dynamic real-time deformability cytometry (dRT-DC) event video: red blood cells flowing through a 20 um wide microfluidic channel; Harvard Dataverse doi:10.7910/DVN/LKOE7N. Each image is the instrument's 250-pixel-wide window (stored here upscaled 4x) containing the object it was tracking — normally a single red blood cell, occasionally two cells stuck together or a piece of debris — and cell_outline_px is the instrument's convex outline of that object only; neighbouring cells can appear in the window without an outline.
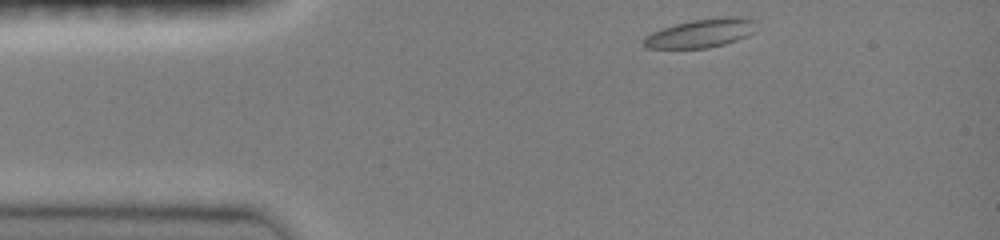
{"species": "common noctule bat (a hibernating species)", "species_latin": "Nyctalus noctula", "temperature_condition": "room temperature", "stored_images_in_passage": 50, "camera_frame_rate_fps": 3000, "um_per_image_px": 0.085, "animal": {"sex": "female", "body_mass_g": 19.0, "forearm_length_mm": 51.5}, "frame": {"image": 1, "passage_image": 1, "time_ms": 0.0, "image_size_px": [1000, 240], "cell_outline_px": [[756, 32], [748, 36], [724, 44], [708, 48], [644, 48], [644, 36], [652, 32], [676, 24], [692, 20], [724, 16], [748, 16], [756, 20]], "centroid_in_image_um": [59.66, 2.8], "position_along_channel_um": 25.3, "area_um2": 19.07}}
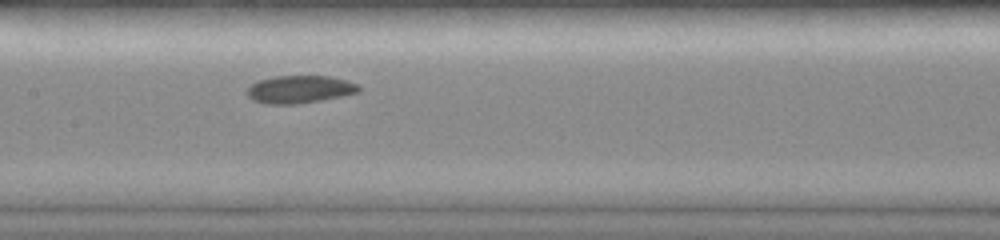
{"frame": {"image": 2, "passage_image": 24, "time_ms": 5.333, "image_size_px": [1000, 240], "cell_outline_px": [[360, 88], [356, 92], [344, 96], [296, 104], [268, 104], [252, 100], [248, 96], [248, 88], [252, 84], [260, 80], [272, 76], [332, 76], [348, 80], [356, 84]], "centroid_in_image_um": [25.47, 7.59], "position_along_channel_um": 181.9, "area_um2": 17.92}}
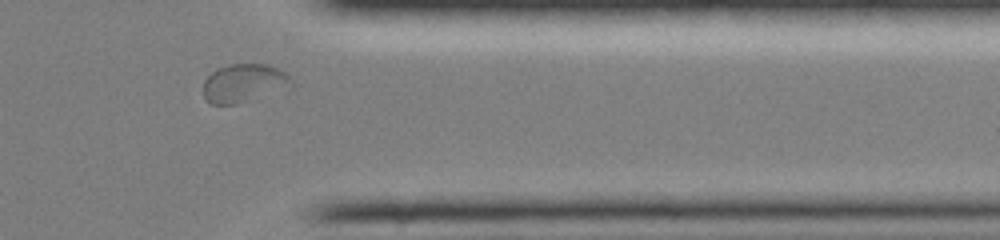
{"frame": {"image": 3, "passage_image": 45, "time_ms": 10.667, "image_size_px": [1000, 240], "cell_outline_px": [[292, 88], [236, 104], [212, 104], [204, 100], [204, 80], [216, 68], [228, 64], [268, 64], [284, 72], [292, 80]], "centroid_in_image_um": [20.74, 7.07], "position_along_channel_um": 390.7, "area_um2": 19.88}, "authors_computed_cell_mechanics": {"area_um2": 18.1492, "velocity_mm_per_s": 3.909, "shape_relaxation_time_tau1_ms": 7.7919, "shape_relaxation_time_tau2_ms": 2.9641, "deformation_change_tau1": 0.1115, "deformation_change_tau2": 0.0478}}